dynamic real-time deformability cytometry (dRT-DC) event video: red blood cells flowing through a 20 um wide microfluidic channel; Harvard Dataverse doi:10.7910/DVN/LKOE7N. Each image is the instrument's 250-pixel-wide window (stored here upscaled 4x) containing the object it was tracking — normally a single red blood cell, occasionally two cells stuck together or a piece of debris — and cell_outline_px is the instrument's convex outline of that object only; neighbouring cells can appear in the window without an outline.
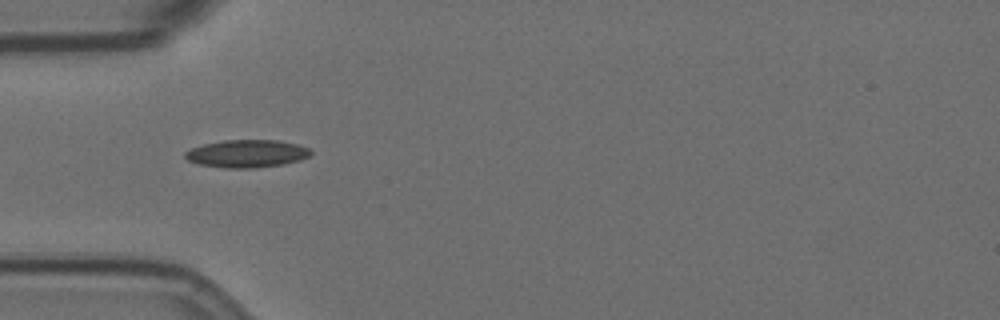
{"species": "Egyptian fruit bat (a non-hibernating species)", "species_latin": "Rousettus aegyptiacus", "temperature_condition": "room temperature", "stored_images_in_passage": 24, "camera_frame_rate_fps": 3000, "um_per_image_px": 0.085, "animal": {"sex": "female"}, "frame": {"image": 1, "passage_image": 1, "time_ms": 0.0, "image_size_px": [1000, 320], "cell_outline_px": [[312, 152], [308, 156], [300, 160], [284, 164], [256, 168], [224, 168], [196, 164], [188, 160], [184, 156], [184, 152], [192, 148], [204, 144], [224, 140], [280, 140], [300, 144], [308, 148]], "centroid_in_image_um": [20.98, 13.06], "position_along_channel_um": 64.0, "area_um2": 20.46}}
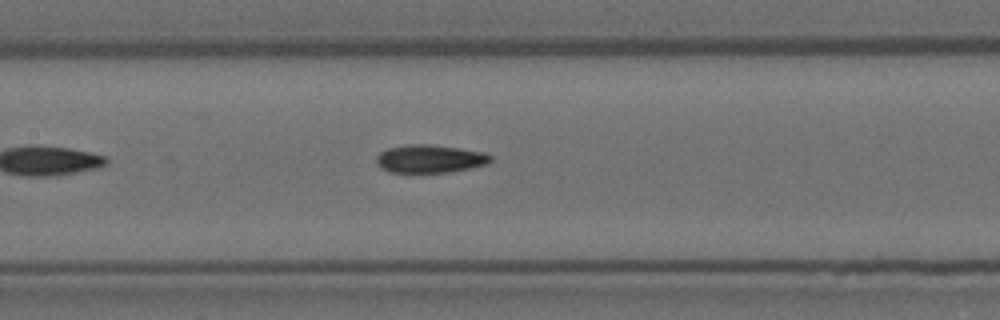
{"frame": {"image": 2, "passage_image": 10, "time_ms": 3.0, "image_size_px": [1000, 320], "cell_outline_px": [[492, 160], [488, 164], [472, 168], [448, 172], [388, 172], [380, 168], [376, 160], [376, 156], [380, 152], [388, 148], [412, 144], [428, 144], [460, 148], [484, 152], [492, 156]], "centroid_in_image_um": [36.56, 13.5], "position_along_channel_um": 170.8, "area_um2": 18.73}}
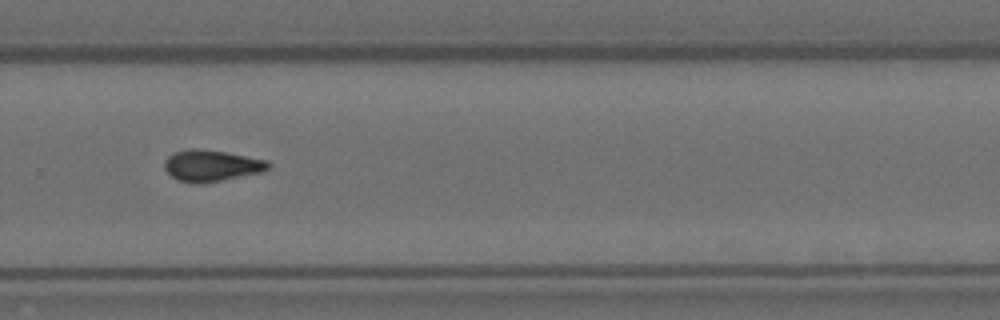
{"frame": {"image": 3, "passage_image": 22, "time_ms": 7.0, "image_size_px": [1000, 320], "cell_outline_px": [[272, 164], [268, 168], [260, 172], [204, 184], [192, 184], [176, 180], [164, 168], [164, 160], [172, 152], [192, 148], [224, 152], [268, 160]], "centroid_in_image_um": [17.93, 14.09], "position_along_channel_um": 311.9, "area_um2": 19.07}}